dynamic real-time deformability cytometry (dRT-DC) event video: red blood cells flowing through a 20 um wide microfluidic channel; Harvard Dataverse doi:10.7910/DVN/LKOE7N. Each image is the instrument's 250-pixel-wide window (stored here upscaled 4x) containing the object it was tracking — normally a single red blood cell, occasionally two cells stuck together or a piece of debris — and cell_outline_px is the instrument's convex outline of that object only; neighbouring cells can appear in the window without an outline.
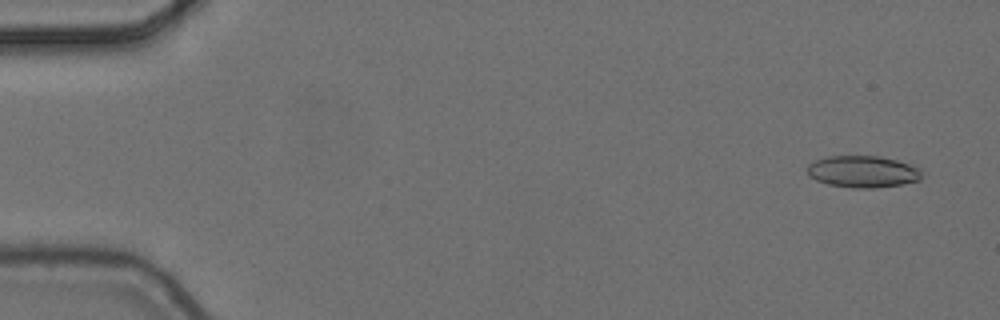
{"species": "common noctule bat (a hibernating species)", "species_latin": "Nyctalus noctula", "temperature_condition": "cold", "stored_images_in_passage": 4, "camera_frame_rate_fps": 3000, "um_per_image_px": 0.085, "animal": {"sex": "female", "body_mass_g": 24.6, "forearm_length_mm": 56.2}, "frame": {"image": 1, "passage_image": 1, "time_ms": 0.0, "image_size_px": [1000, 320], "cell_outline_px": [[920, 180], [904, 184], [876, 188], [852, 188], [828, 184], [816, 180], [808, 176], [808, 164], [816, 160], [828, 156], [880, 156], [896, 160], [920, 168]], "centroid_in_image_um": [73.33, 14.59], "position_along_channel_um": 11.7, "area_um2": 21.21}}